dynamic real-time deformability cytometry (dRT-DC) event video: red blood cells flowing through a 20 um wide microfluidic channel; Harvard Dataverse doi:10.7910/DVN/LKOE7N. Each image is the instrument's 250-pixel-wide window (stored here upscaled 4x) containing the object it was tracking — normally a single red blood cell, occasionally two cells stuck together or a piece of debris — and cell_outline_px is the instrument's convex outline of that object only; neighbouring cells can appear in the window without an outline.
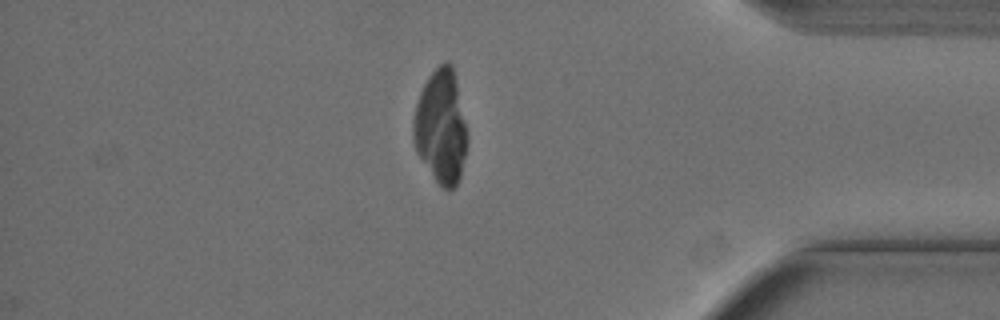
{"species": "Egyptian fruit bat (a non-hibernating species)", "species_latin": "Rousettus aegyptiacus", "temperature_condition": "cold", "stored_images_in_passage": 55, "camera_frame_rate_fps": 3000, "um_per_image_px": 0.085, "animal": {"sex": "female"}, "frame": {"image": 1, "passage_image": 47, "time_ms": 15.333, "image_size_px": [1000, 320], "cell_outline_px": [[468, 140], [460, 176], [456, 184], [452, 188], [444, 188], [436, 180], [416, 152], [412, 136], [412, 120], [416, 104], [420, 92], [428, 76], [440, 64], [452, 64], [468, 136]], "centroid_in_image_um": [37.46, 10.78], "position_along_channel_um": 397.7, "area_um2": 35.26}}